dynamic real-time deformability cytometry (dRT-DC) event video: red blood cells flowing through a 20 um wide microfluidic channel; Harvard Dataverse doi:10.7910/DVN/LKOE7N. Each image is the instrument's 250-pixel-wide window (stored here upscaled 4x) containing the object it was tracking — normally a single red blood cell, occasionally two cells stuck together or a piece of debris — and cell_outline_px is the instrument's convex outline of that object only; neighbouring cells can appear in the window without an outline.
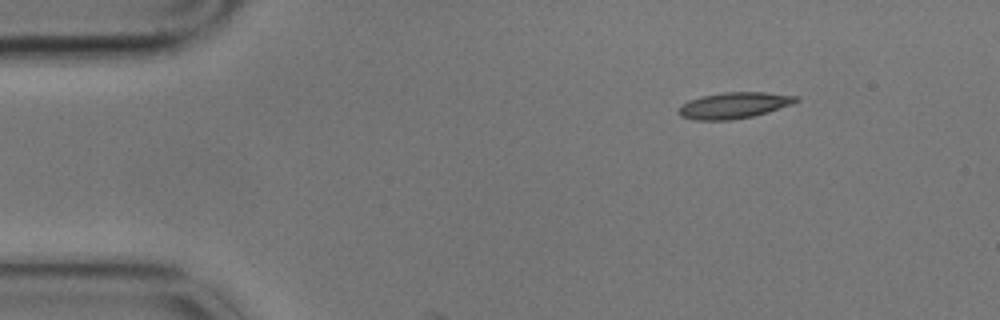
{"species": "common noctule bat (a hibernating species)", "species_latin": "Nyctalus noctula", "temperature_condition": "cold", "stored_images_in_passage": 2, "camera_frame_rate_fps": 3000, "um_per_image_px": 0.085, "animal": {"sex": "male", "body_mass_g": 17.9}, "frame": {"image": 1, "passage_image": 1, "time_ms": 0.0, "image_size_px": [1000, 320], "cell_outline_px": [[800, 100], [792, 104], [768, 112], [752, 116], [732, 120], [696, 120], [680, 116], [676, 112], [688, 100], [700, 96], [724, 92], [764, 92], [800, 96]], "centroid_in_image_um": [62.4, 8.95], "position_along_channel_um": 22.6, "area_um2": 17.98}}